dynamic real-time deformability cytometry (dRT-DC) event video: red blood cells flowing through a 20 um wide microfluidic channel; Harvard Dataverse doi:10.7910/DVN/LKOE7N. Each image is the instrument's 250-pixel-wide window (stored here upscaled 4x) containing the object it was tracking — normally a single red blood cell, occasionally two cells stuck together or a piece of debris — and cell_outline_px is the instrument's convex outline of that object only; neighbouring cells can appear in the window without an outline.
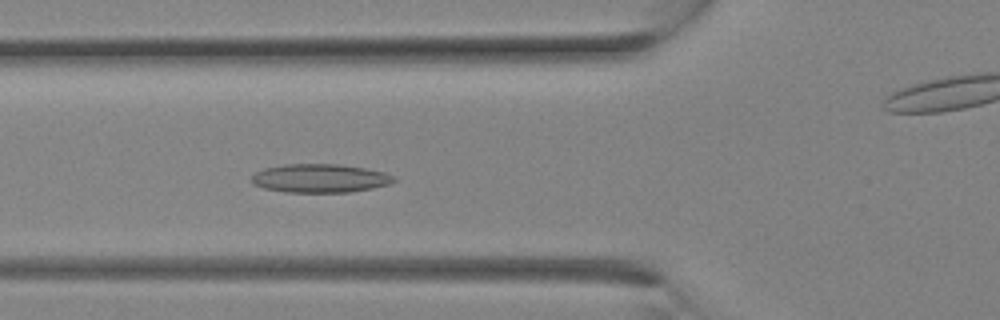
{"species": "Egyptian fruit bat (a non-hibernating species)", "species_latin": "Rousettus aegyptiacus", "temperature_condition": "room temperature", "stored_images_in_passage": 11, "camera_frame_rate_fps": 3000, "um_per_image_px": 0.085, "animal": {"sex": "female"}, "frame": {"image": 1, "passage_image": 10, "time_ms": 3.0, "image_size_px": [1000, 320], "cell_outline_px": [[396, 180], [388, 184], [372, 188], [348, 192], [284, 192], [264, 188], [252, 184], [248, 180], [256, 172], [264, 168], [284, 164], [340, 164], [364, 168], [384, 172], [396, 176]], "centroid_in_image_um": [27.16, 15.15], "position_along_channel_um": 98.6, "area_um2": 23.81}}